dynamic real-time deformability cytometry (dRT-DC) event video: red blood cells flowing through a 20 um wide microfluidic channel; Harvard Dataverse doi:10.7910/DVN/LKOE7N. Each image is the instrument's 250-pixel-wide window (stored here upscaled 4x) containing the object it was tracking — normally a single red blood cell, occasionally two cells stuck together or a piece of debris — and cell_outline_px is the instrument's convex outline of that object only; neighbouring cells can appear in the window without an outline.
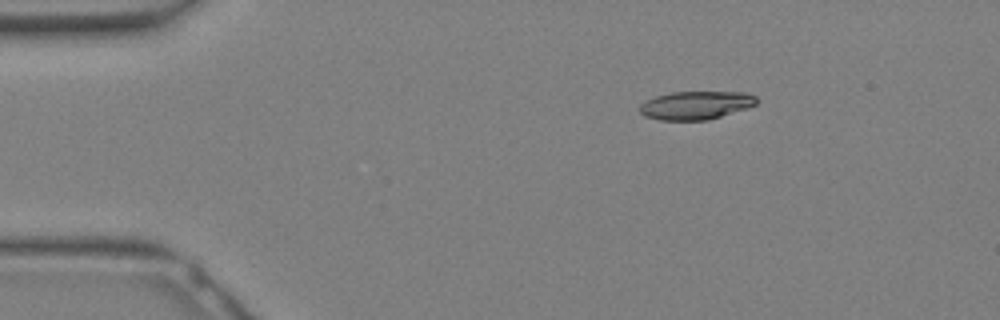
{"species": "Egyptian fruit bat (a non-hibernating species)", "species_latin": "Rousettus aegyptiacus", "temperature_condition": "warm", "stored_images_in_passage": 27, "camera_frame_rate_fps": 3000, "um_per_image_px": 0.085, "animal": {"sex": "female"}, "frame": {"image": 1, "passage_image": 1, "time_ms": 0.0, "image_size_px": [1000, 320], "cell_outline_px": [[756, 104], [748, 108], [708, 120], [660, 120], [644, 116], [640, 112], [640, 104], [656, 96], [672, 92], [748, 92], [756, 96]], "centroid_in_image_um": [59.17, 8.95], "position_along_channel_um": 25.8, "area_um2": 19.25}}
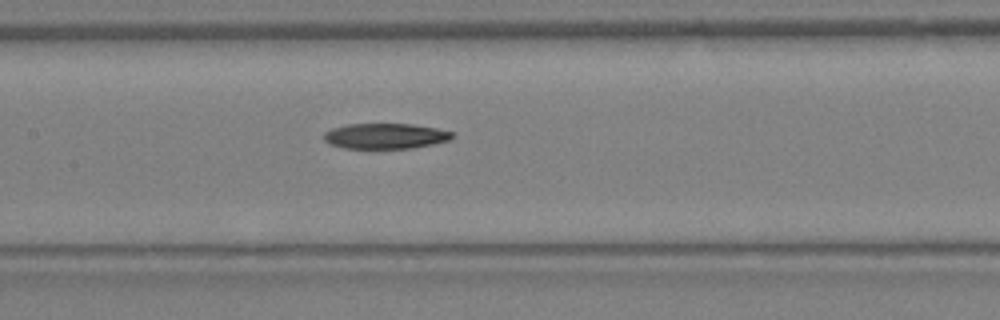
{"frame": {"image": 2, "passage_image": 11, "time_ms": 3.333, "image_size_px": [1000, 320], "cell_outline_px": [[452, 136], [448, 140], [432, 144], [412, 148], [344, 148], [328, 144], [324, 140], [324, 132], [332, 128], [348, 124], [412, 124], [436, 128], [452, 132]], "centroid_in_image_um": [32.7, 11.56], "position_along_channel_um": 174.7, "area_um2": 18.9}}
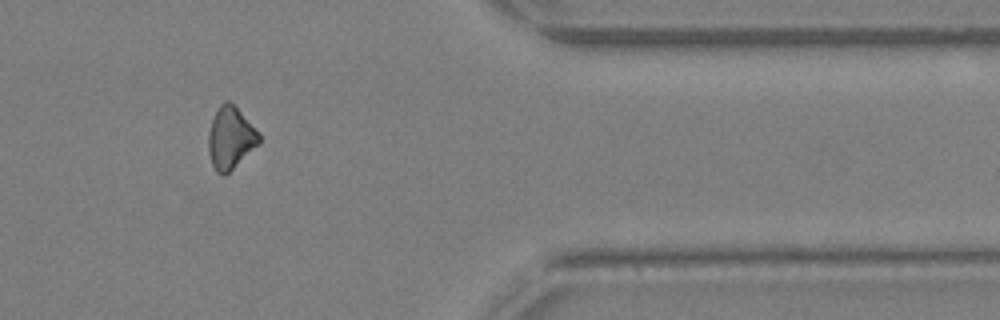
{"frame": {"image": 3, "passage_image": 22, "time_ms": 7.0, "image_size_px": [1000, 320], "cell_outline_px": [[260, 144], [224, 176], [220, 176], [216, 172], [212, 164], [208, 148], [208, 132], [212, 120], [220, 104], [224, 100], [228, 100], [260, 132]], "centroid_in_image_um": [19.6, 11.75], "position_along_channel_um": 391.8, "area_um2": 18.32}}